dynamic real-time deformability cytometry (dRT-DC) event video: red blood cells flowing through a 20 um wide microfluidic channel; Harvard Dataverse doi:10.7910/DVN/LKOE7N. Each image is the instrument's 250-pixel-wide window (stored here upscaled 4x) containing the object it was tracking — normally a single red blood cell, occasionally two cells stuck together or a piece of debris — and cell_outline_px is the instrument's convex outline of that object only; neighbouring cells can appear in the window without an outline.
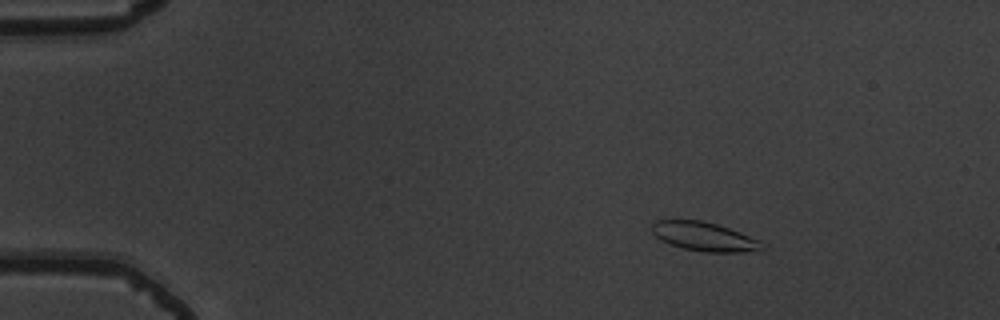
{"species": "common noctule bat (a hibernating species)", "species_latin": "Nyctalus noctula", "temperature_condition": "warm", "stored_images_in_passage": 47, "camera_frame_rate_fps": 3000, "um_per_image_px": 0.085, "animal": {"sex": "male", "body_mass_g": 19.5, "forearm_length_mm": 54.6}, "frame": {"image": 1, "passage_image": 1, "time_ms": 0.0, "image_size_px": [1000, 320], "cell_outline_px": [[768, 248], [744, 252], [704, 252], [684, 248], [660, 240], [652, 232], [652, 224], [656, 220], [704, 220], [740, 232], [760, 240]], "centroid_in_image_um": [59.89, 20.11], "position_along_channel_um": 25.1, "area_um2": 18.55}}
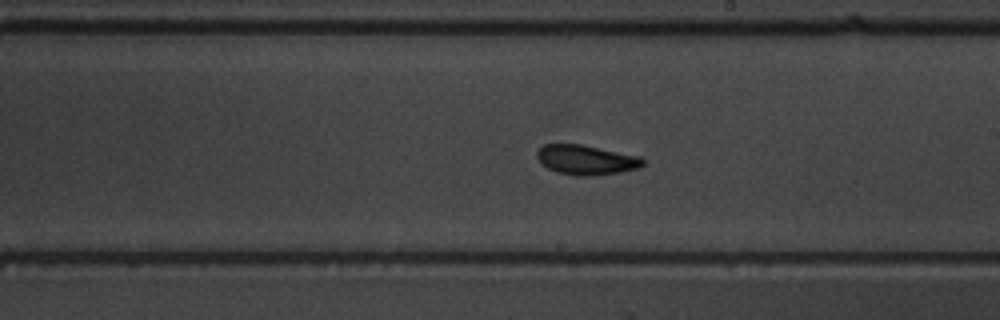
{"frame": {"image": 2, "passage_image": 25, "time_ms": 8.0, "image_size_px": [1000, 320], "cell_outline_px": [[644, 164], [640, 168], [620, 172], [588, 176], [576, 176], [556, 172], [540, 164], [536, 156], [536, 152], [544, 144], [580, 144], [640, 156], [644, 160]], "centroid_in_image_um": [49.81, 13.59], "position_along_channel_um": 239.2, "area_um2": 18.44}}
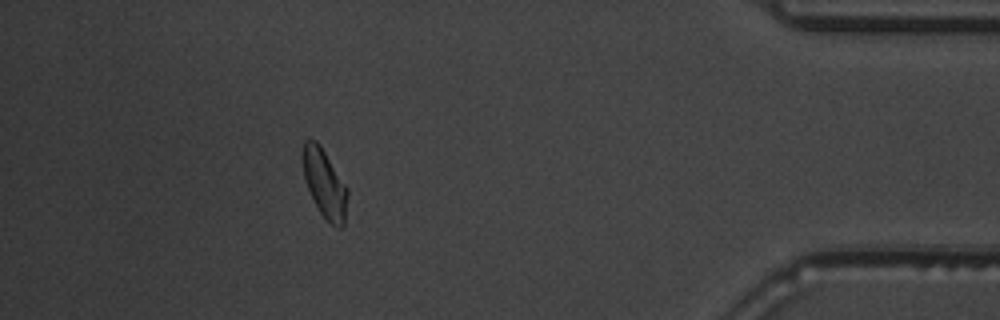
{"frame": {"image": 3, "passage_image": 42, "time_ms": 13.667, "image_size_px": [1000, 320], "cell_outline_px": [[348, 192], [344, 228], [336, 228], [320, 212], [308, 188], [304, 176], [304, 140], [316, 140], [320, 144], [348, 188]], "centroid_in_image_um": [27.64, 15.63], "position_along_channel_um": 407.6, "area_um2": 17.46}, "authors_computed_cell_mechanics": {"area_um2": 18.1492, "velocity_mm_per_s": 3.7522, "shape_relaxation_time_tau1_ms": 2.8996, "shape_relaxation_time_tau2_ms": 1.6317, "deformation_change_tau1": 0.1056, "deformation_change_tau2": 0.0814}}